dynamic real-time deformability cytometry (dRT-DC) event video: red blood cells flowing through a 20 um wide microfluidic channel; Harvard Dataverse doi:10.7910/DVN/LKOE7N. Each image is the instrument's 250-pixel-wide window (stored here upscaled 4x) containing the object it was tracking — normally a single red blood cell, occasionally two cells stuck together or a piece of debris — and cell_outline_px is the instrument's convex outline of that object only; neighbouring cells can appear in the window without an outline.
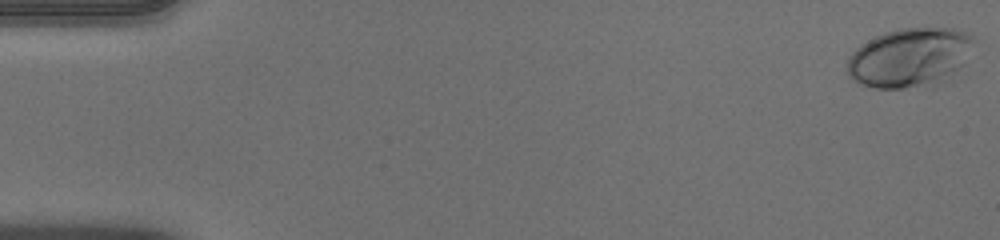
{"species": "human", "species_latin": "Homo sapiens", "temperature_condition": "warm", "stored_images_in_passage": 52, "camera_frame_rate_fps": 3000, "um_per_image_px": 0.085, "donor": {"sex": "male"}, "frame": {"image": 1, "passage_image": 1, "time_ms": 0.0, "image_size_px": [1000, 240], "cell_outline_px": [[976, 36], [964, 64], [932, 88], [876, 88], [864, 84], [848, 76], [848, 56], [860, 44], [884, 32], [900, 28], [952, 28], [972, 32]], "centroid_in_image_um": [77.36, 4.88], "position_along_channel_um": 7.6, "area_um2": 43.99}}
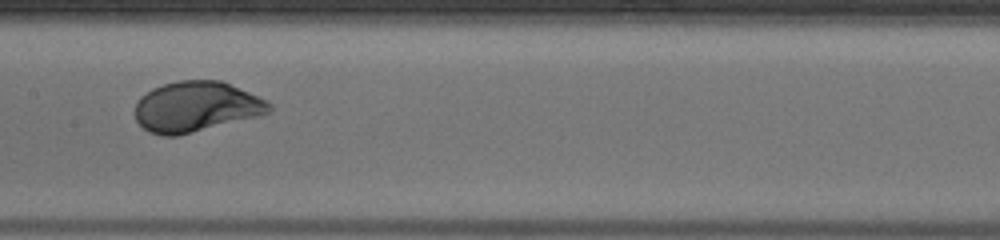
{"frame": {"image": 2, "passage_image": 27, "time_ms": 8.667, "image_size_px": [1000, 240], "cell_outline_px": [[272, 108], [264, 116], [176, 136], [160, 136], [148, 132], [136, 120], [136, 104], [140, 96], [152, 88], [164, 84], [180, 80], [220, 80], [268, 100], [272, 104]], "centroid_in_image_um": [16.7, 9.08], "position_along_channel_um": 190.7, "area_um2": 39.77}}
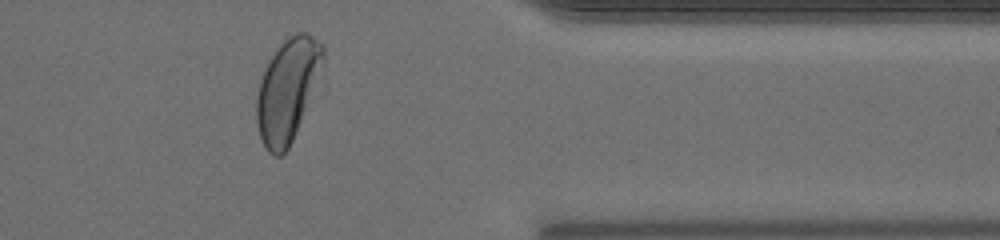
{"frame": {"image": 3, "passage_image": 43, "time_ms": 14.0, "image_size_px": [1000, 240], "cell_outline_px": [[324, 60], [292, 140], [288, 148], [280, 156], [276, 156], [268, 152], [260, 136], [256, 124], [256, 100], [260, 80], [268, 60], [280, 44], [288, 36], [296, 32], [304, 32], [312, 36], [324, 44]], "centroid_in_image_um": [24.4, 7.61], "position_along_channel_um": 387.0, "area_um2": 38.84}, "authors_computed_cell_mechanics": {"area_um2": 39.7664, "velocity_mm_per_s": 3.9503, "shape_relaxation_time_tau1_ms": 2.1738, "shape_relaxation_time_tau2_ms": null, "deformation_change_tau1": 0.1472, "deformation_change_tau2": null}}